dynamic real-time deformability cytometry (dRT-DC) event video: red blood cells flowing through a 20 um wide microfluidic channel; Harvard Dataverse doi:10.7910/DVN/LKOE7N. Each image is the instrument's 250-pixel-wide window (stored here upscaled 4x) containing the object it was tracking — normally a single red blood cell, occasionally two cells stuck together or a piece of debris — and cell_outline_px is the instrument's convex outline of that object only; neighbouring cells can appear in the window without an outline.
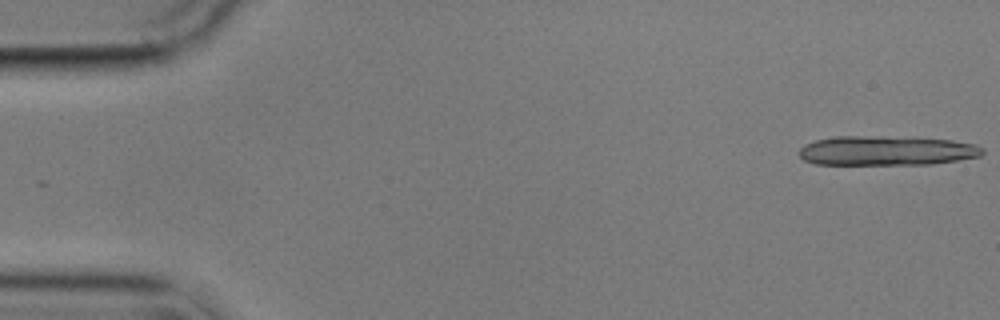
{"species": "common noctule bat (a hibernating species)", "species_latin": "Nyctalus noctula", "temperature_condition": "cold", "stored_images_in_passage": 7, "camera_frame_rate_fps": 3000, "um_per_image_px": 0.085, "animal": {"sex": "male", "body_mass_g": 17.9}, "frame": {"image": 1, "passage_image": 1, "time_ms": 0.0, "image_size_px": [1000, 320], "cell_outline_px": [[984, 152], [980, 156], [932, 164], [816, 164], [804, 160], [800, 156], [800, 148], [804, 144], [816, 140], [832, 136], [880, 136], [952, 140], [976, 144], [984, 148]], "centroid_in_image_um": [75.35, 12.8], "position_along_channel_um": 9.7, "area_um2": 31.5}}
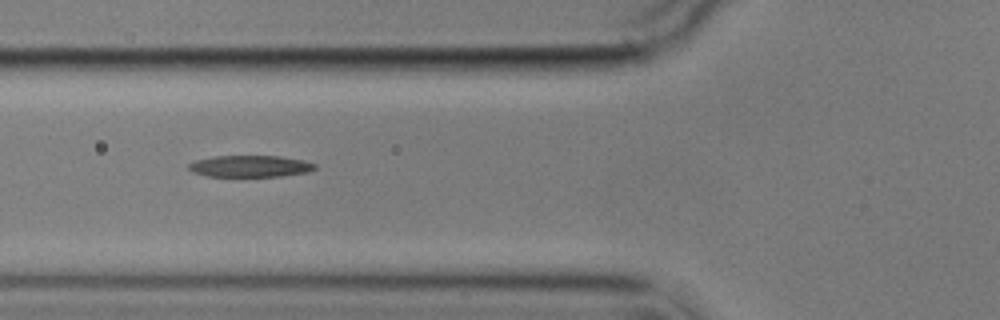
{"frame": {"image": 2, "passage_image": 6, "time_ms": 6.667, "image_size_px": [1000, 320], "cell_outline_px": [[316, 168], [308, 172], [280, 176], [208, 176], [192, 172], [188, 168], [188, 164], [196, 160], [216, 156], [280, 156], [304, 160], [316, 164]], "centroid_in_image_um": [21.28, 14.12], "position_along_channel_um": 104.5, "area_um2": 15.84}}
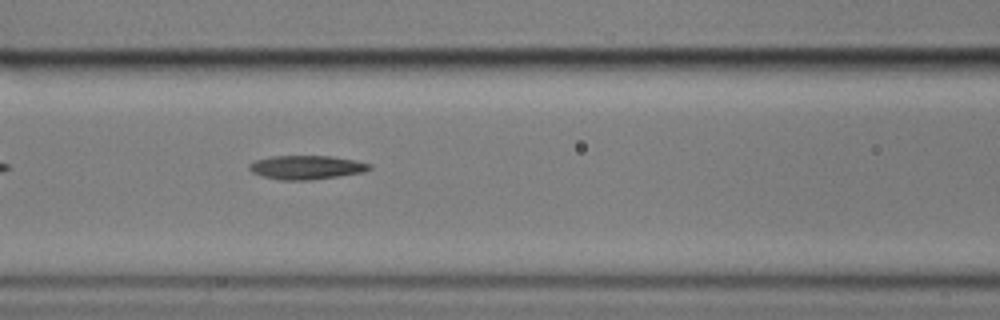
{"frame": {"image": 3, "passage_image": 7, "time_ms": 7.667, "image_size_px": [1000, 320], "cell_outline_px": [[372, 168], [364, 172], [312, 180], [280, 180], [260, 176], [252, 172], [248, 168], [248, 164], [256, 160], [272, 156], [332, 156], [356, 160], [372, 164]], "centroid_in_image_um": [26.05, 14.23], "position_along_channel_um": 140.6, "area_um2": 16.88}}